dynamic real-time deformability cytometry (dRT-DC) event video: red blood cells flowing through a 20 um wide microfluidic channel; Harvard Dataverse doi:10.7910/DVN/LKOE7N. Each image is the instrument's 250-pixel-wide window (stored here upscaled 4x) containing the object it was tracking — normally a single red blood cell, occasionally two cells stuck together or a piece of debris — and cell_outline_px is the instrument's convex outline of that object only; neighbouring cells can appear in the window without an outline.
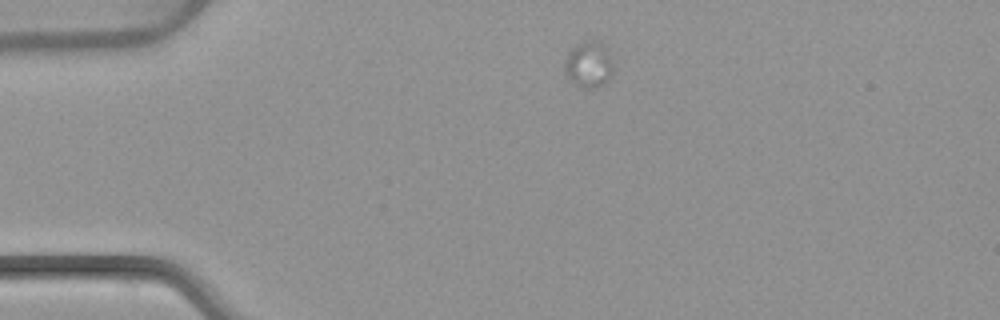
{"species": "common noctule bat (a hibernating species)", "species_latin": "Nyctalus noctula", "temperature_condition": "warm", "stored_images_in_passage": 5, "camera_frame_rate_fps": 3000, "um_per_image_px": 0.085, "animal": {"sex": "female", "body_mass_g": 22.7, "forearm_length_mm": 54.2}, "frame": {"image": 1, "passage_image": 1, "time_ms": 0.0, "image_size_px": [1000, 320], "cell_outline_px": [[612, 76], [604, 84], [596, 88], [584, 88], [568, 80], [564, 68], [564, 60], [568, 52], [576, 44], [584, 40], [596, 36], [608, 56], [612, 64]], "centroid_in_image_um": [50.0, 5.46], "position_along_channel_um": 35.0, "area_um2": 13.24}}
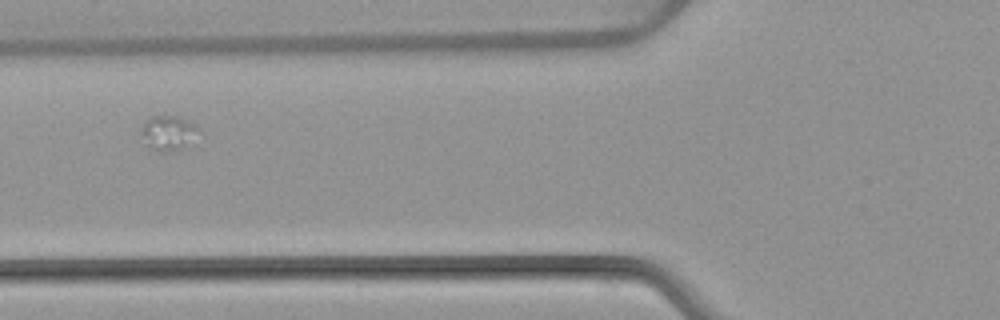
{"frame": {"image": 2, "passage_image": 4, "time_ms": 3.333, "image_size_px": [1000, 320], "cell_outline_px": [[200, 132], [180, 148], [172, 152], [156, 152], [144, 148], [140, 132], [144, 124], [152, 116], [176, 116], [196, 124], [200, 128]], "centroid_in_image_um": [14.24, 11.33], "position_along_channel_um": 111.6, "area_um2": 11.79}}
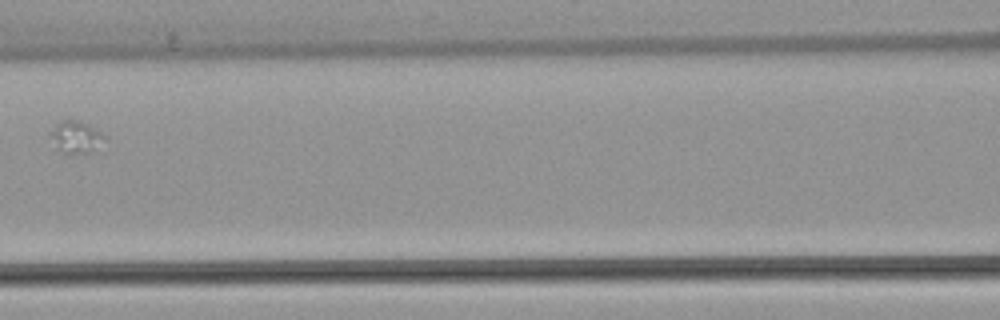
{"frame": {"image": 3, "passage_image": 5, "time_ms": 4.667, "image_size_px": [1000, 320], "cell_outline_px": [[108, 140], [88, 152], [68, 156], [56, 148], [48, 136], [48, 132], [60, 120], [76, 120], [88, 124], [100, 132]], "centroid_in_image_um": [6.4, 11.67], "position_along_channel_um": 160.2, "area_um2": 10.4}}